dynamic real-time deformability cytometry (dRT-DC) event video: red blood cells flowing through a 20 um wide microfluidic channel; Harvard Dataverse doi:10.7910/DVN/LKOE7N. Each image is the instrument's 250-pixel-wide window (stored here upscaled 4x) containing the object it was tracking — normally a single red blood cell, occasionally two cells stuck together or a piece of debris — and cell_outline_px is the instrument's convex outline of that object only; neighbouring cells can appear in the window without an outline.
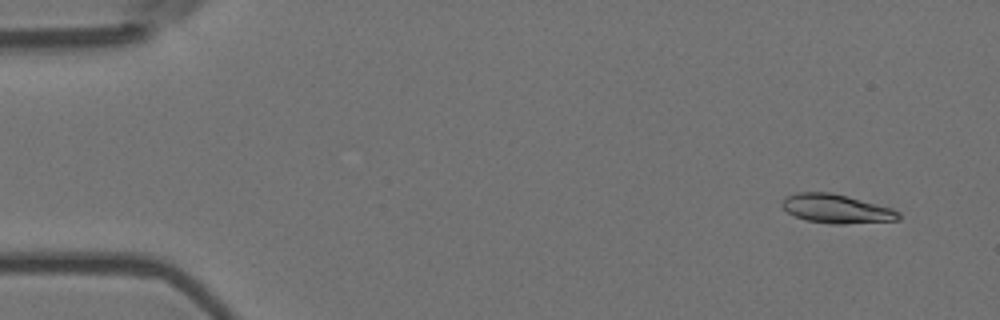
{"species": "Egyptian fruit bat (a non-hibernating species)", "species_latin": "Rousettus aegyptiacus", "temperature_condition": "room temperature", "stored_images_in_passage": 6, "camera_frame_rate_fps": 3000, "um_per_image_px": 0.085, "animal": {"sex": "female"}, "frame": {"image": 1, "passage_image": 1, "time_ms": 0.0, "image_size_px": [1000, 320], "cell_outline_px": [[900, 220], [844, 224], [832, 224], [808, 220], [796, 216], [788, 212], [780, 204], [780, 200], [784, 196], [796, 192], [832, 192], [848, 196], [892, 208], [900, 212]], "centroid_in_image_um": [71.08, 17.73], "position_along_channel_um": 13.9, "area_um2": 19.77}}
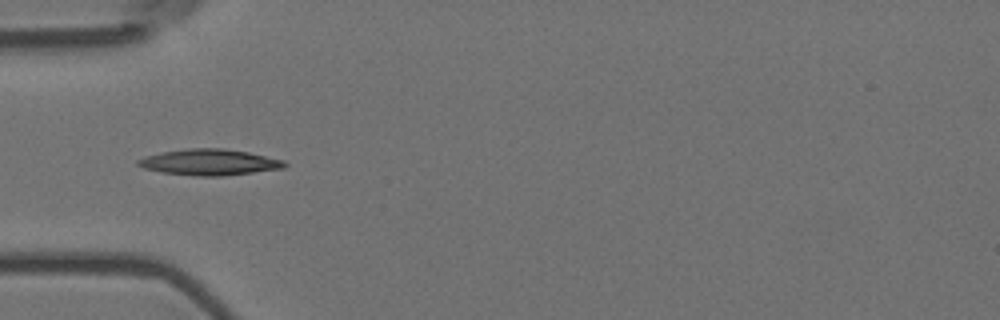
{"frame": {"image": 2, "passage_image": 5, "time_ms": 1.333, "image_size_px": [1000, 320], "cell_outline_px": [[288, 164], [284, 168], [224, 176], [196, 176], [160, 172], [144, 168], [136, 164], [136, 160], [144, 156], [164, 152], [188, 148], [224, 148], [248, 152], [284, 160]], "centroid_in_image_um": [17.8, 13.79], "position_along_channel_um": 67.2, "area_um2": 22.31}}
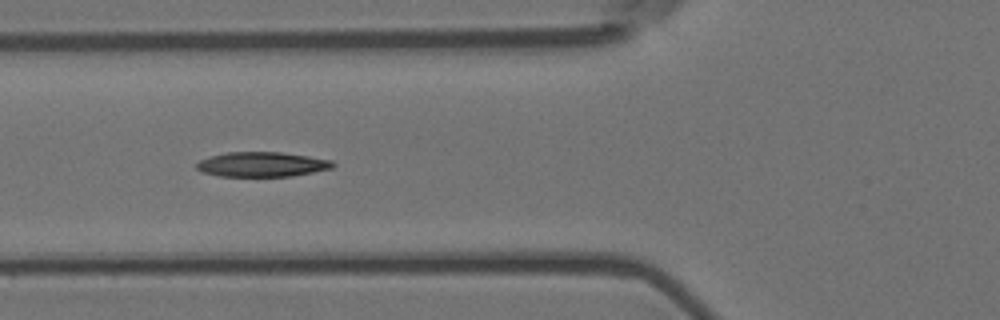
{"frame": {"image": 3, "passage_image": 6, "time_ms": 1.667, "image_size_px": [1000, 320], "cell_outline_px": [[336, 164], [332, 168], [292, 176], [220, 176], [200, 172], [196, 168], [196, 164], [200, 160], [212, 156], [228, 152], [280, 152], [308, 156], [332, 160]], "centroid_in_image_um": [22.26, 13.97], "position_along_channel_um": 103.5, "area_um2": 19.59}}